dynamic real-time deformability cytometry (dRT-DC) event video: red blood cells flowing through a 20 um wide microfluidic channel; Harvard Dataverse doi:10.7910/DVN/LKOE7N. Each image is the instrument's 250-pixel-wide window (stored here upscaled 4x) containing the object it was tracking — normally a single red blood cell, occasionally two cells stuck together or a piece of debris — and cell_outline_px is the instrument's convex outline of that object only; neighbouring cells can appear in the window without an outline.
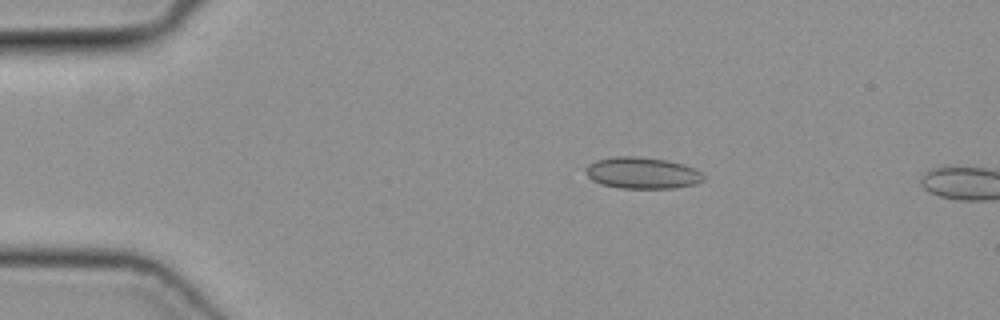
{"species": "common noctule bat (a hibernating species)", "species_latin": "Nyctalus noctula", "temperature_condition": "cold", "stored_images_in_passage": 12, "camera_frame_rate_fps": 3000, "um_per_image_px": 0.085, "animal": {"sex": "female", "body_mass_g": 19.3, "forearm_length_mm": 54.1}, "frame": {"image": 1, "passage_image": 10, "time_ms": 3.0, "image_size_px": [1000, 320], "cell_outline_px": [[704, 180], [696, 184], [676, 188], [620, 188], [600, 184], [592, 180], [584, 172], [584, 168], [588, 164], [596, 160], [616, 156], [636, 156], [668, 160], [684, 164], [696, 168], [704, 176]], "centroid_in_image_um": [54.58, 14.7], "position_along_channel_um": 30.4, "area_um2": 21.91}}